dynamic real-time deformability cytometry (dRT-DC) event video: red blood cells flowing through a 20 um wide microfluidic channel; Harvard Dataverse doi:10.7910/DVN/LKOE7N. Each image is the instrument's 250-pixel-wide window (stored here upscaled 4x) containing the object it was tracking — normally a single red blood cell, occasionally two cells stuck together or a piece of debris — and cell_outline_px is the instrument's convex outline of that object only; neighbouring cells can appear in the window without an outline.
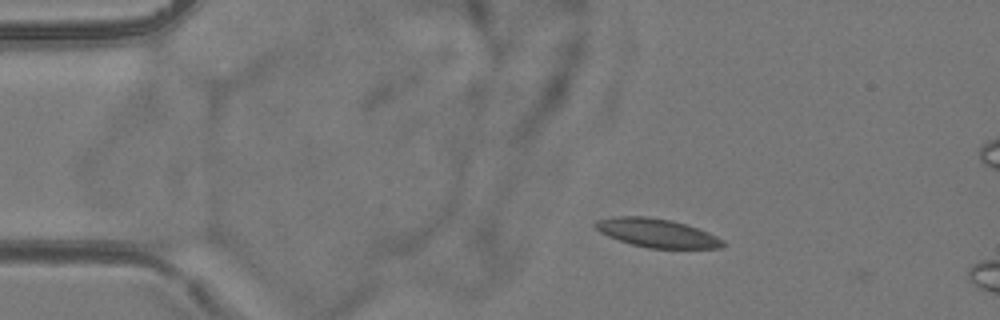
{"species": "common noctule bat (a hibernating species)", "species_latin": "Nyctalus noctula", "temperature_condition": "room temperature", "stored_images_in_passage": 2, "camera_frame_rate_fps": 3000, "um_per_image_px": 0.085, "animal": {"sex": "female", "body_mass_g": 24.6, "forearm_length_mm": 56.2}, "frame": {"image": 1, "passage_image": 1, "time_ms": 0.0, "image_size_px": [1000, 320], "cell_outline_px": [[724, 244], [720, 248], [648, 248], [632, 244], [608, 236], [600, 232], [592, 224], [596, 220], [612, 216], [648, 216], [672, 220], [708, 232], [724, 240]], "centroid_in_image_um": [55.8, 19.79], "position_along_channel_um": 29.2, "area_um2": 21.21}}